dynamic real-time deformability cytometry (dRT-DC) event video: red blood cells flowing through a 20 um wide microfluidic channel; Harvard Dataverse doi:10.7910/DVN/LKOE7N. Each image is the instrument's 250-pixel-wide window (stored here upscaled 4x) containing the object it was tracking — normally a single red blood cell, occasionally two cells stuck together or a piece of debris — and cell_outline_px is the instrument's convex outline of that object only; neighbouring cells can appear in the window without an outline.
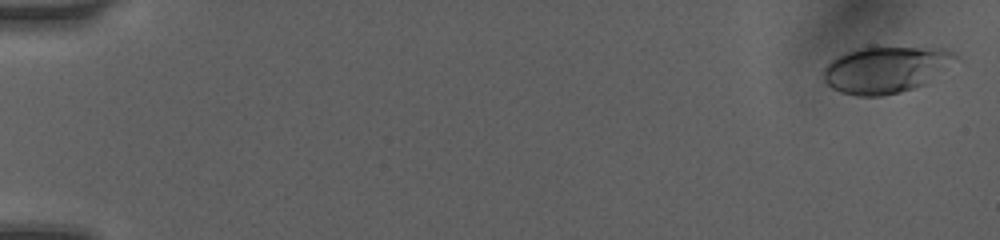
{"species": "human", "species_latin": "Homo sapiens", "temperature_condition": "room temperature", "stored_images_in_passage": 42, "camera_frame_rate_fps": 3000, "um_per_image_px": 0.085, "donor": {"sex": "female"}, "frame": {"image": 1, "passage_image": 1, "time_ms": 0.0, "image_size_px": [1000, 240], "cell_outline_px": [[960, 60], [924, 84], [900, 92], [880, 96], [856, 96], [840, 92], [832, 88], [824, 80], [824, 68], [832, 60], [856, 48], [944, 48], [952, 52]], "centroid_in_image_um": [75.32, 5.93], "position_along_channel_um": 9.7, "area_um2": 35.43}}
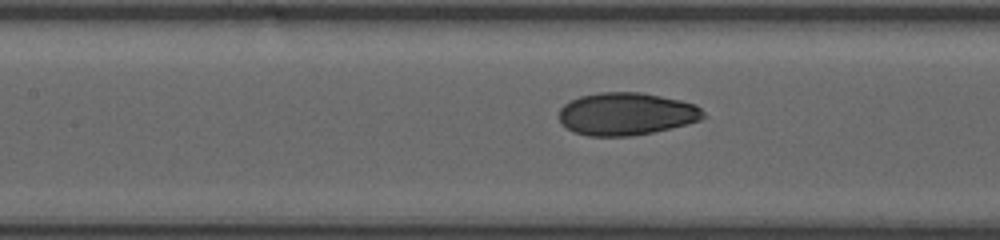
{"frame": {"image": 2, "passage_image": 22, "time_ms": 7.667, "image_size_px": [1000, 240], "cell_outline_px": [[708, 116], [700, 120], [688, 124], [652, 132], [632, 136], [588, 136], [572, 132], [560, 124], [560, 108], [564, 104], [580, 96], [600, 92], [640, 92], [680, 100], [696, 104]], "centroid_in_image_um": [53.24, 9.69], "position_along_channel_um": 154.2, "area_um2": 36.01}}
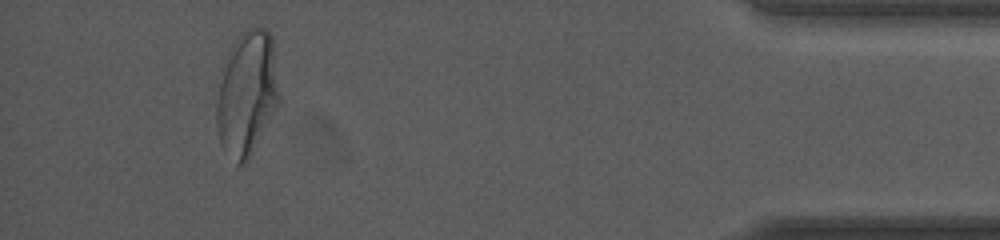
{"frame": {"image": 3, "passage_image": 40, "time_ms": 15.333, "image_size_px": [1000, 240], "cell_outline_px": [[280, 100], [248, 160], [244, 164], [236, 164], [220, 144], [216, 128], [216, 100], [220, 68], [232, 44], [248, 28], [264, 28], [272, 36]], "centroid_in_image_um": [20.95, 7.94], "position_along_channel_um": 414.3, "area_um2": 45.49}, "authors_computed_cell_mechanics": {"area_um2": 35.4603, "velocity_mm_per_s": 4.1031, "shape_relaxation_time_tau1_ms": 5.6225, "shape_relaxation_time_tau2_ms": 0.8481, "deformation_change_tau1": 0.1745, "deformation_change_tau2": 0.0549}}